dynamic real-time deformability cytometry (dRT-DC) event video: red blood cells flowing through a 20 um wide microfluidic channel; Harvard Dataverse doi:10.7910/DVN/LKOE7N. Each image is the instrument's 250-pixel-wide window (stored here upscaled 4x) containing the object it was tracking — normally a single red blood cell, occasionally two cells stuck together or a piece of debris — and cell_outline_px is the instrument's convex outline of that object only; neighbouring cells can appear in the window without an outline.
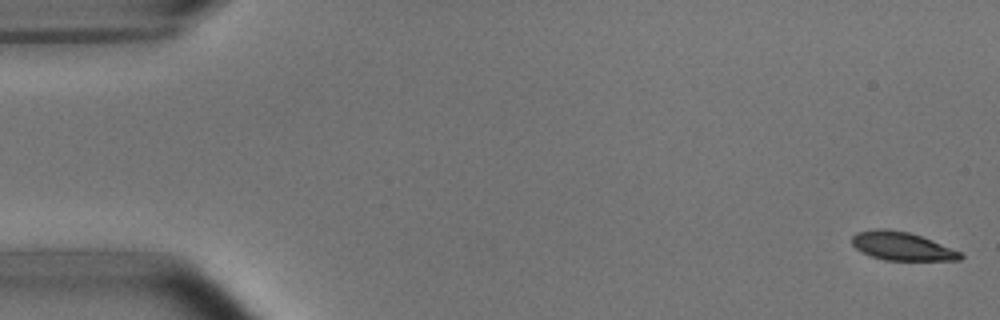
{"species": "common noctule bat (a hibernating species)", "species_latin": "Nyctalus noctula", "temperature_condition": "room temperature", "stored_images_in_passage": 53, "camera_frame_rate_fps": 3000, "um_per_image_px": 0.085, "animal": {"sex": "male", "body_mass_g": 15.6}, "frame": {"image": 1, "passage_image": 1, "time_ms": 0.0, "image_size_px": [1000, 320], "cell_outline_px": [[964, 256], [960, 260], [884, 260], [860, 252], [852, 244], [852, 236], [856, 232], [880, 228], [884, 228], [908, 232], [932, 240], [960, 252]], "centroid_in_image_um": [76.63, 20.92], "position_along_channel_um": 8.4, "area_um2": 17.8}}
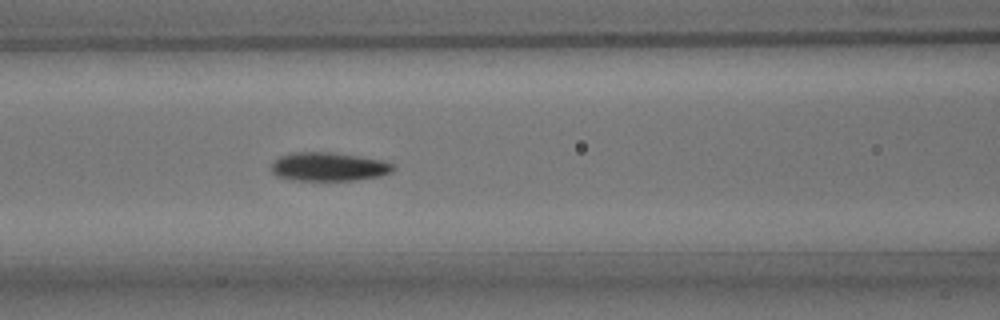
{"frame": {"image": 2, "passage_image": 22, "time_ms": 7.0, "image_size_px": [1000, 320], "cell_outline_px": [[396, 168], [392, 172], [380, 176], [356, 180], [292, 180], [276, 176], [272, 172], [272, 160], [280, 156], [296, 152], [332, 152], [384, 160], [396, 164]], "centroid_in_image_um": [27.97, 14.17], "position_along_channel_um": 138.6, "area_um2": 20.58}}
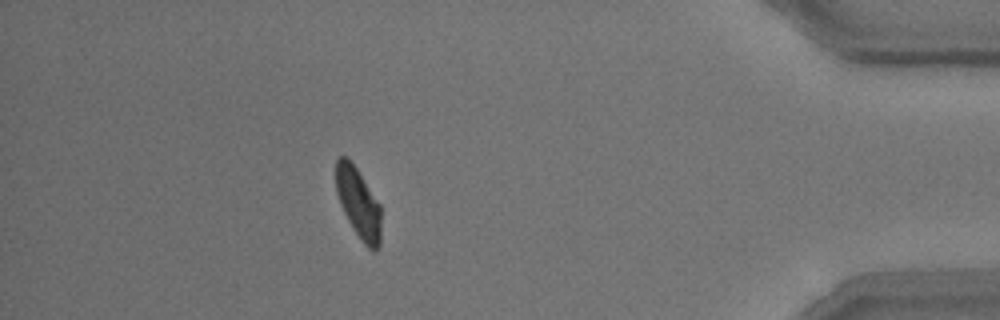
{"frame": {"image": 3, "passage_image": 47, "time_ms": 15.333, "image_size_px": [1000, 320], "cell_outline_px": [[380, 244], [372, 252], [364, 244], [352, 228], [340, 204], [336, 192], [336, 160], [340, 156], [344, 156], [356, 168], [380, 204]], "centroid_in_image_um": [30.46, 17.28], "position_along_channel_um": 404.7, "area_um2": 18.21}, "authors_computed_cell_mechanics": {"area_um2": 19.4208, "velocity_mm_per_s": 3.7691, "shape_relaxation_time_tau1_ms": 2.7634, "shape_relaxation_time_tau2_ms": 1.615, "deformation_change_tau1": 0.1303, "deformation_change_tau2": 0.0684}}